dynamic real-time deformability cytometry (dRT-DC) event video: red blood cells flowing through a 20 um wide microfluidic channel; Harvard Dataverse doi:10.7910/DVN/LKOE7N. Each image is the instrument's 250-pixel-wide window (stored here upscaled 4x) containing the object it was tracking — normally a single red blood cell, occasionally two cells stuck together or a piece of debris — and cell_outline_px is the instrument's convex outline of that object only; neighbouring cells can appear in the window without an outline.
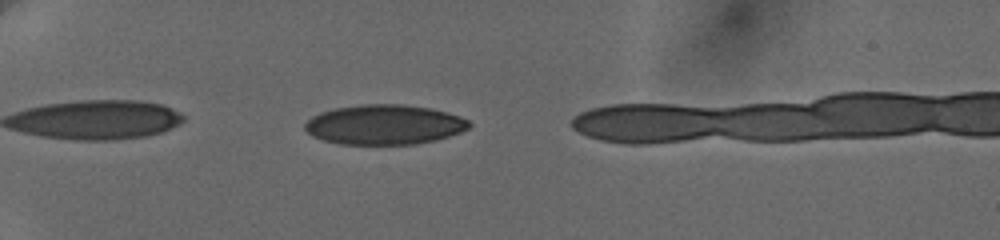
{"species": "human", "species_latin": "Homo sapiens", "temperature_condition": "cold", "stored_images_in_passage": 44, "camera_frame_rate_fps": 3000, "um_per_image_px": 0.085, "donor": {"sex": "female"}, "frame": {"image": 1, "passage_image": 7, "time_ms": 2.0, "image_size_px": [1000, 240], "cell_outline_px": [[472, 124], [468, 128], [460, 132], [436, 140], [416, 144], [340, 144], [324, 140], [312, 136], [304, 128], [304, 124], [312, 116], [320, 112], [336, 108], [364, 104], [400, 104], [428, 108], [460, 116], [468, 120]], "centroid_in_image_um": [32.65, 10.6], "position_along_channel_um": 52.3, "area_um2": 37.92}}
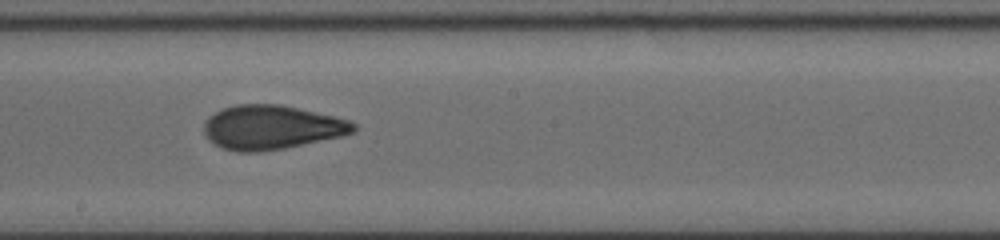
{"frame": {"image": 2, "passage_image": 24, "time_ms": 7.667, "image_size_px": [1000, 240], "cell_outline_px": [[356, 132], [344, 136], [284, 148], [260, 152], [236, 152], [212, 144], [208, 140], [204, 132], [204, 124], [216, 112], [224, 108], [236, 104], [280, 104], [332, 116], [348, 120], [356, 124]], "centroid_in_image_um": [23.09, 10.84], "position_along_channel_um": 225.1, "area_um2": 38.38}}
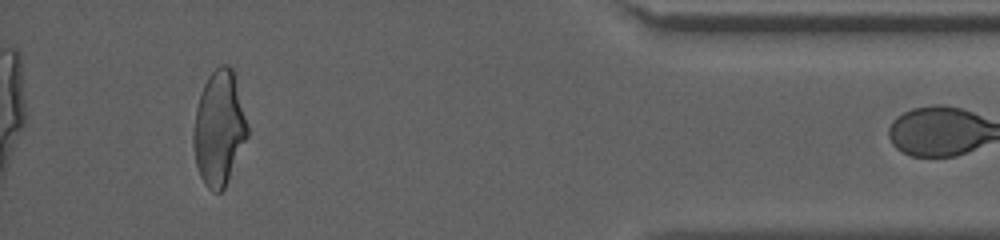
{"frame": {"image": 3, "passage_image": 43, "time_ms": 14.0, "image_size_px": [1000, 240], "cell_outline_px": [[248, 136], [224, 188], [220, 192], [212, 192], [204, 184], [200, 176], [196, 164], [196, 108], [200, 92], [208, 76], [220, 64], [228, 64], [232, 68], [248, 124]], "centroid_in_image_um": [18.65, 10.88], "position_along_channel_um": 416.5, "area_um2": 35.14}}